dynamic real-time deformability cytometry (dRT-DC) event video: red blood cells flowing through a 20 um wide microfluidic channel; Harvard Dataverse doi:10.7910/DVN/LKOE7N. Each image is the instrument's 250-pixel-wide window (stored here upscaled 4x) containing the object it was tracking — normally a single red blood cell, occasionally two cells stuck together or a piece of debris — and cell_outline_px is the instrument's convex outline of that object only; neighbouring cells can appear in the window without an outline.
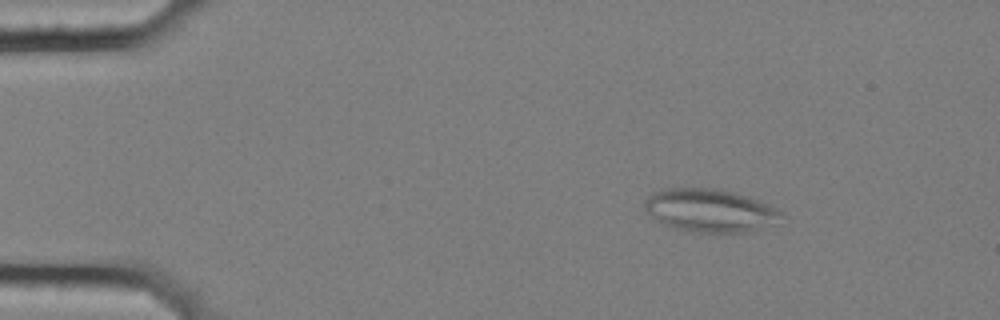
{"species": "common noctule bat (a hibernating species)", "species_latin": "Nyctalus noctula", "temperature_condition": "cold", "stored_images_in_passage": 57, "camera_frame_rate_fps": 3000, "um_per_image_px": 0.085, "animal": {"sex": "female", "body_mass_g": 25.1}, "frame": {"image": 1, "passage_image": 8, "time_ms": 2.333, "image_size_px": [1000, 320], "cell_outline_px": [[788, 216], [776, 224], [744, 232], [684, 232], [660, 224], [644, 208], [644, 200], [652, 192], [660, 188], [716, 188], [748, 196], [760, 200], [784, 212]], "centroid_in_image_um": [60.36, 17.89], "position_along_channel_um": 24.6, "area_um2": 35.03}}
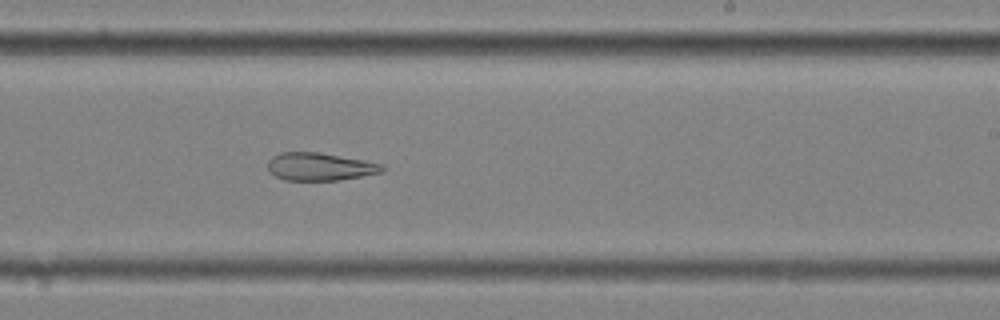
{"frame": {"image": 2, "passage_image": 35, "time_ms": 11.333, "image_size_px": [1000, 320], "cell_outline_px": [[384, 172], [336, 180], [284, 180], [268, 172], [268, 160], [272, 156], [280, 152], [316, 152], [364, 160], [384, 164]], "centroid_in_image_um": [27.16, 14.16], "position_along_channel_um": 261.8, "area_um2": 18.5}}
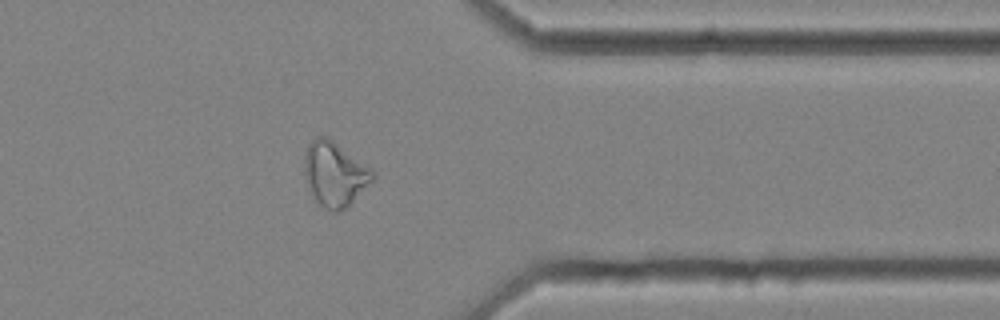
{"frame": {"image": 3, "passage_image": 46, "time_ms": 15.0, "image_size_px": [1000, 320], "cell_outline_px": [[372, 180], [340, 212], [332, 212], [316, 204], [312, 200], [304, 176], [304, 156], [308, 144], [316, 136], [328, 136], [372, 168]], "centroid_in_image_um": [28.37, 14.78], "position_along_channel_um": 383.0, "area_um2": 25.78}, "authors_computed_cell_mechanics": {"area_um2": 26.6458, "velocity_mm_per_s": 3.5087, "shape_relaxation_time_tau1_ms": null, "shape_relaxation_time_tau2_ms": 6.0323, "deformation_change_tau1": null, "deformation_change_tau2": 0.172}}